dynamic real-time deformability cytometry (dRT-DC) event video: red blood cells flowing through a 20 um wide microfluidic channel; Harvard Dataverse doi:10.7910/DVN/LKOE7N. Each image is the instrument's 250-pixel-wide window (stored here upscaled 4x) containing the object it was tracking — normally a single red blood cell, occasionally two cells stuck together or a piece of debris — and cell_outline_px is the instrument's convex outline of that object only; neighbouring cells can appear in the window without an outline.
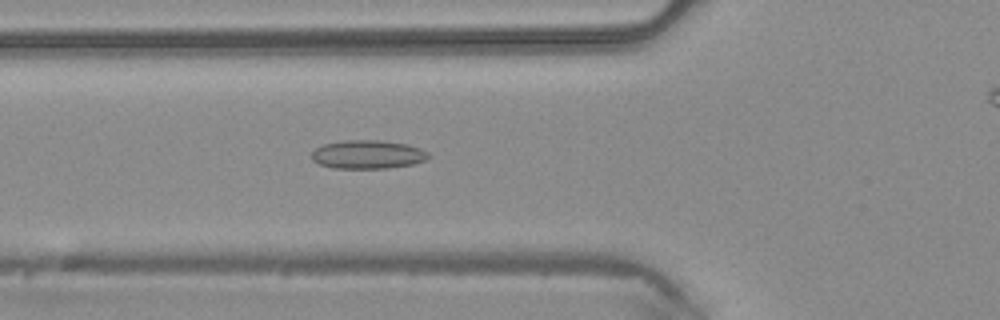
{"species": "common noctule bat (a hibernating species)", "species_latin": "Nyctalus noctula", "temperature_condition": "warm", "stored_images_in_passage": 45, "camera_frame_rate_fps": 3000, "um_per_image_px": 0.085, "animal": {"sex": "male", "body_mass_g": 20.4}, "frame": {"image": 1, "passage_image": 15, "time_ms": 4.667, "image_size_px": [1000, 320], "cell_outline_px": [[428, 156], [424, 160], [412, 164], [388, 168], [332, 168], [320, 164], [312, 160], [312, 152], [316, 148], [324, 144], [344, 140], [380, 140], [408, 144], [420, 148], [428, 152]], "centroid_in_image_um": [31.24, 13.12], "position_along_channel_um": 94.6, "area_um2": 19.36}}
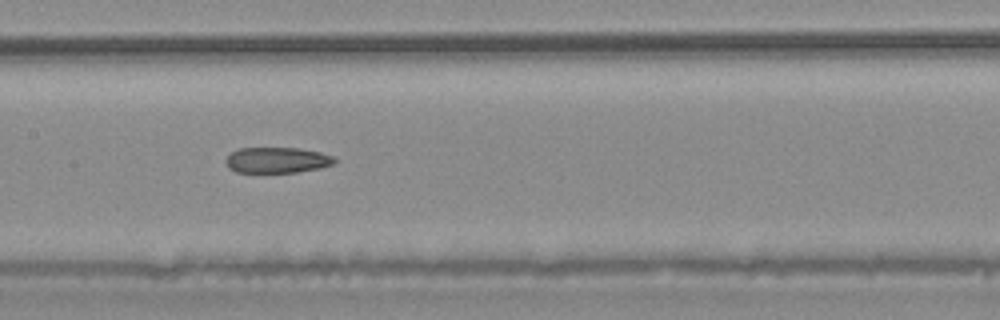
{"frame": {"image": 2, "passage_image": 21, "time_ms": 6.667, "image_size_px": [1000, 320], "cell_outline_px": [[336, 164], [320, 168], [296, 172], [236, 172], [228, 168], [224, 160], [232, 152], [240, 148], [300, 148], [320, 152], [332, 156], [336, 160]], "centroid_in_image_um": [23.56, 13.61], "position_along_channel_um": 183.8, "area_um2": 16.36}}
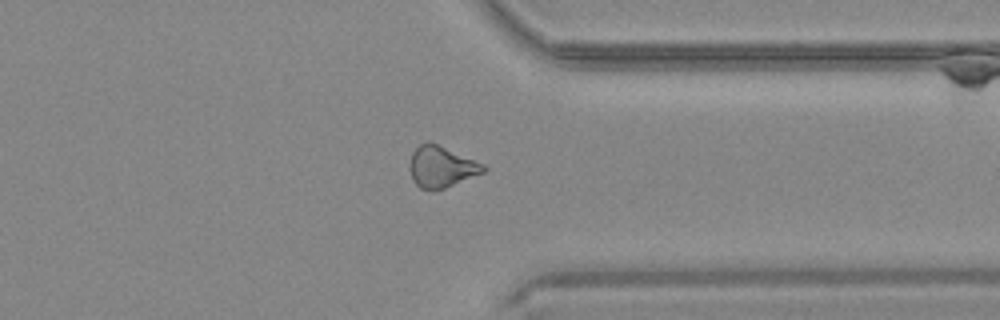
{"frame": {"image": 3, "passage_image": 34, "time_ms": 11.0, "image_size_px": [1000, 320], "cell_outline_px": [[488, 168], [484, 172], [444, 188], [432, 192], [420, 188], [412, 180], [408, 168], [408, 164], [412, 152], [420, 144], [428, 140], [484, 164]], "centroid_in_image_um": [37.47, 14.18], "position_along_channel_um": 373.9, "area_um2": 17.92}}